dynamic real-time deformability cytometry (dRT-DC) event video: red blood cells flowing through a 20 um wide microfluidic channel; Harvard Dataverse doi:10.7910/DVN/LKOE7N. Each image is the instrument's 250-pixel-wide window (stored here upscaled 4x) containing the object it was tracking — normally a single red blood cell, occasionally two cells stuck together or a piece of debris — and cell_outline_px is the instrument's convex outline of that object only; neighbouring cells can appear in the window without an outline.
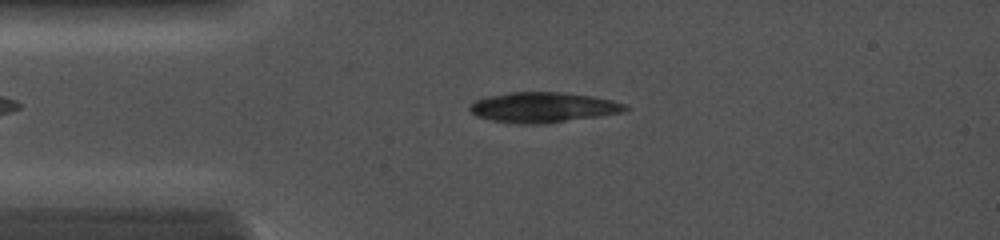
{"species": "common noctule bat (a hibernating species)", "species_latin": "Nyctalus noctula", "temperature_condition": "cold", "stored_images_in_passage": 17, "camera_frame_rate_fps": 5000, "um_per_image_px": 0.085, "animal": {"sex": "female", "body_mass_g": 19.0, "forearm_length_mm": 56.7}, "frame": {"image": 1, "passage_image": 15, "time_ms": 3.0, "image_size_px": [1000, 240], "cell_outline_px": [[628, 108], [624, 112], [548, 124], [520, 124], [492, 120], [476, 116], [468, 108], [476, 100], [488, 96], [508, 92], [564, 92], [592, 96], [612, 100], [628, 104]], "centroid_in_image_um": [46.2, 9.13], "position_along_channel_um": 38.8, "area_um2": 27.57}}